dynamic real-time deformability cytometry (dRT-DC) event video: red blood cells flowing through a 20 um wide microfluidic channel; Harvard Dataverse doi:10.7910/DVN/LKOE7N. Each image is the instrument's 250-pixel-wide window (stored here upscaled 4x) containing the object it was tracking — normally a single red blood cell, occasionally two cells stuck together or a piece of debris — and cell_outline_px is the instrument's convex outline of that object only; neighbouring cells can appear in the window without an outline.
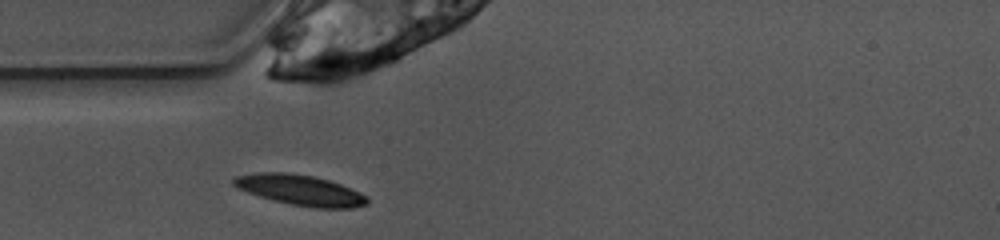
{"species": "common noctule bat (a hibernating species)", "species_latin": "Nyctalus noctula", "temperature_condition": "warm", "stored_images_in_passage": 38, "camera_frame_rate_fps": 3000, "um_per_image_px": 0.085, "animal": {"sex": "female", "body_mass_g": 10.0, "forearm_length_mm": 53.1}, "frame": {"image": 1, "passage_image": 1, "time_ms": 0.0, "image_size_px": [1000, 240], "cell_outline_px": [[368, 204], [352, 208], [316, 208], [292, 204], [260, 196], [236, 188], [232, 184], [232, 180], [236, 176], [256, 172], [284, 172], [312, 176], [328, 180], [340, 184], [368, 196]], "centroid_in_image_um": [25.52, 16.15], "position_along_channel_um": 59.5, "area_um2": 23.47}}
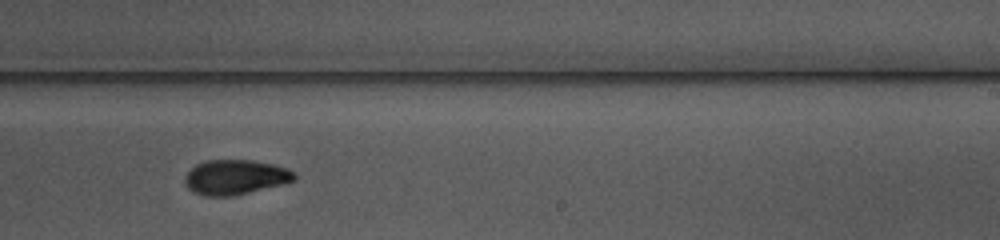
{"frame": {"image": 2, "passage_image": 17, "time_ms": 5.333, "image_size_px": [1000, 240], "cell_outline_px": [[296, 180], [284, 184], [232, 196], [204, 196], [188, 188], [184, 184], [184, 176], [196, 164], [208, 160], [252, 160], [272, 164], [288, 168], [296, 172]], "centroid_in_image_um": [20.02, 15.06], "position_along_channel_um": 269.0, "area_um2": 22.31}}
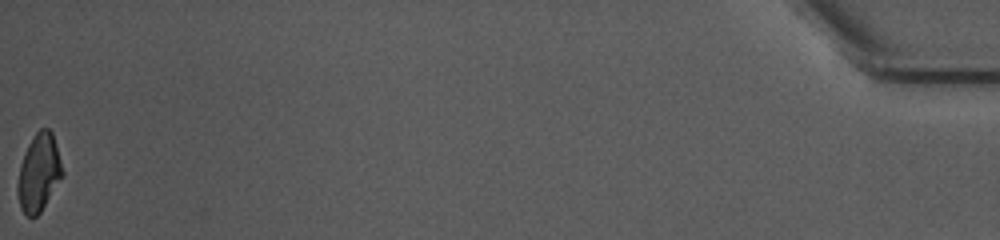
{"frame": {"image": 3, "passage_image": 38, "time_ms": 12.333, "image_size_px": [1000, 240], "cell_outline_px": [[64, 172], [40, 212], [36, 216], [24, 216], [20, 208], [16, 192], [16, 184], [20, 164], [24, 152], [32, 136], [40, 128], [48, 128], [52, 132]], "centroid_in_image_um": [3.25, 14.67], "position_along_channel_um": 431.9, "area_um2": 20.23}, "authors_computed_cell_mechanics": {"area_um2": 21.5883, "velocity_mm_per_s": 3.9069, "shape_relaxation_time_tau1_ms": 4.8839, "shape_relaxation_time_tau2_ms": 4.6315, "deformation_change_tau1": 0.148, "deformation_change_tau2": 0.0891}}